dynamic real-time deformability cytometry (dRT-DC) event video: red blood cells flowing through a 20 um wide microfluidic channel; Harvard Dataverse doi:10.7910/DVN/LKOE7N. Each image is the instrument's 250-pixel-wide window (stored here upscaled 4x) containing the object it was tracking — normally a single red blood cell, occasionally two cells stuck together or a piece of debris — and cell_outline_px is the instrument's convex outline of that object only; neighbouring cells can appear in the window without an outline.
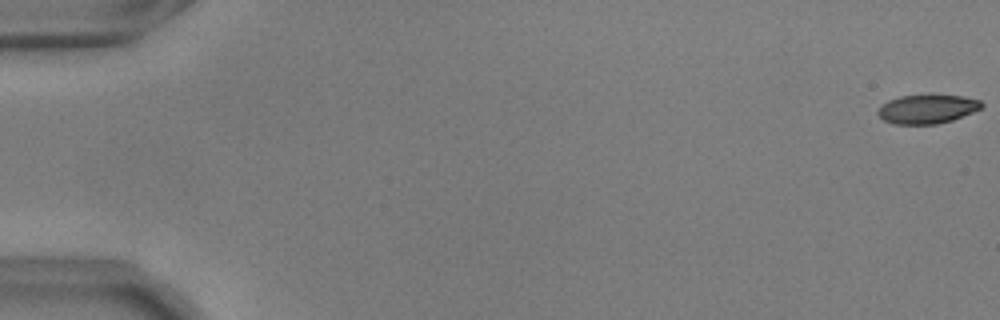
{"species": "common noctule bat (a hibernating species)", "species_latin": "Nyctalus noctula", "temperature_condition": "warm", "stored_images_in_passage": 56, "camera_frame_rate_fps": 3000, "um_per_image_px": 0.085, "animal": {"sex": "male", "body_mass_g": 17.9, "forearm_length_mm": 54.2}, "frame": {"image": 1, "passage_image": 1, "time_ms": 0.0, "image_size_px": [1000, 320], "cell_outline_px": [[984, 108], [952, 120], [936, 124], [892, 124], [884, 120], [876, 112], [888, 100], [900, 96], [964, 96], [980, 100], [984, 104]], "centroid_in_image_um": [78.85, 9.28], "position_along_channel_um": 6.2, "area_um2": 17.28}}
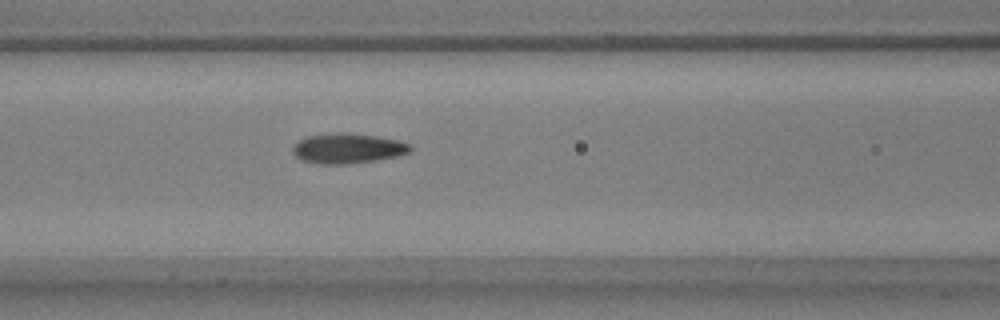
{"frame": {"image": 2, "passage_image": 25, "time_ms": 8.0, "image_size_px": [1000, 320], "cell_outline_px": [[412, 148], [408, 152], [396, 156], [376, 160], [348, 164], [320, 164], [304, 160], [296, 156], [292, 152], [292, 148], [304, 136], [376, 136], [400, 140], [412, 144]], "centroid_in_image_um": [29.61, 12.67], "position_along_channel_um": 137.0, "area_um2": 19.48}}
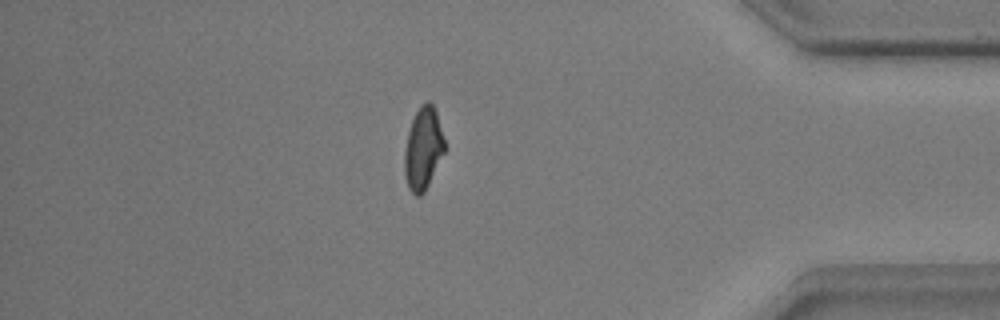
{"frame": {"image": 3, "passage_image": 49, "time_ms": 16.0, "image_size_px": [1000, 320], "cell_outline_px": [[444, 152], [424, 192], [420, 196], [416, 196], [408, 188], [404, 176], [404, 152], [408, 132], [412, 120], [420, 104], [428, 100], [432, 104], [436, 112], [444, 140]], "centroid_in_image_um": [35.94, 12.63], "position_along_channel_um": 399.3, "area_um2": 19.02}, "authors_computed_cell_mechanics": {"area_um2": 19.3052, "velocity_mm_per_s": 3.6619, "shape_relaxation_time_tau1_ms": 4.5749, "shape_relaxation_time_tau2_ms": 1.358, "deformation_change_tau1": 0.1718, "deformation_change_tau2": 0.0785}}